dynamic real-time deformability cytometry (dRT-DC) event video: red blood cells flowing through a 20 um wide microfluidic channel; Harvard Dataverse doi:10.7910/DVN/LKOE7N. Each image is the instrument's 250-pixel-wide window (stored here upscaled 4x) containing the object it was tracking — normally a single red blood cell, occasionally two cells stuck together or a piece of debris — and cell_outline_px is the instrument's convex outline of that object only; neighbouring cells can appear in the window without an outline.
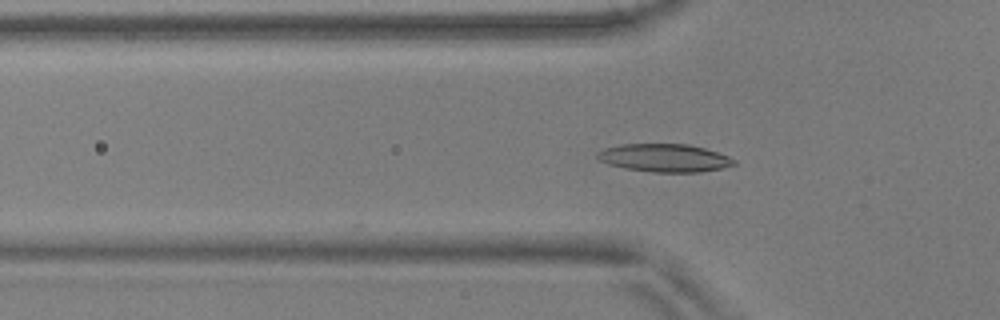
{"species": "common noctule bat (a hibernating species)", "species_latin": "Nyctalus noctula", "temperature_condition": "warm", "stored_images_in_passage": 11, "camera_frame_rate_fps": 3000, "um_per_image_px": 0.085, "animal": {"sex": "male", "body_mass_g": 17.9, "forearm_length_mm": 54.2}, "frame": {"image": 1, "passage_image": 4, "time_ms": 1.0, "image_size_px": [1000, 320], "cell_outline_px": [[736, 164], [720, 168], [700, 172], [652, 172], [624, 168], [608, 164], [600, 160], [596, 156], [596, 152], [604, 148], [620, 144], [688, 144], [704, 148], [728, 156], [736, 160]], "centroid_in_image_um": [56.45, 13.42], "position_along_channel_um": 69.4, "area_um2": 22.25}}
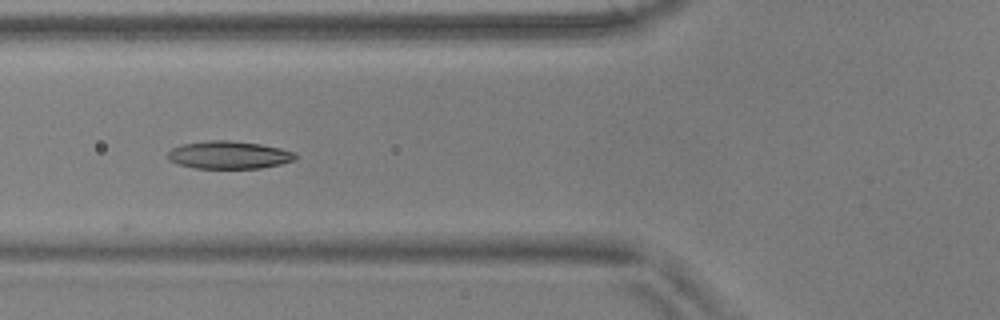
{"frame": {"image": 2, "passage_image": 7, "time_ms": 2.0, "image_size_px": [1000, 320], "cell_outline_px": [[296, 160], [280, 164], [260, 168], [196, 168], [176, 164], [168, 160], [168, 152], [172, 148], [184, 144], [208, 140], [228, 140], [260, 144], [280, 148], [296, 152]], "centroid_in_image_um": [19.46, 13.17], "position_along_channel_um": 106.3, "area_um2": 20.63}}
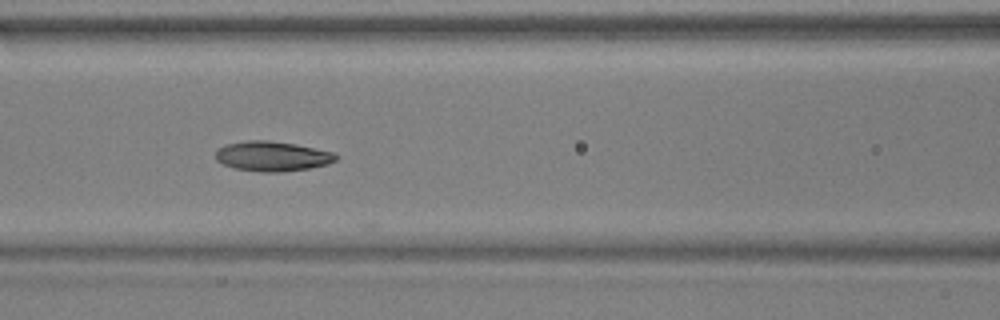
{"frame": {"image": 3, "passage_image": 10, "time_ms": 3.0, "image_size_px": [1000, 320], "cell_outline_px": [[340, 156], [336, 160], [328, 164], [308, 168], [284, 172], [260, 172], [236, 168], [224, 164], [216, 160], [216, 152], [224, 144], [244, 140], [268, 140], [296, 144], [336, 152]], "centroid_in_image_um": [23.19, 13.27], "position_along_channel_um": 143.4, "area_um2": 21.15}}